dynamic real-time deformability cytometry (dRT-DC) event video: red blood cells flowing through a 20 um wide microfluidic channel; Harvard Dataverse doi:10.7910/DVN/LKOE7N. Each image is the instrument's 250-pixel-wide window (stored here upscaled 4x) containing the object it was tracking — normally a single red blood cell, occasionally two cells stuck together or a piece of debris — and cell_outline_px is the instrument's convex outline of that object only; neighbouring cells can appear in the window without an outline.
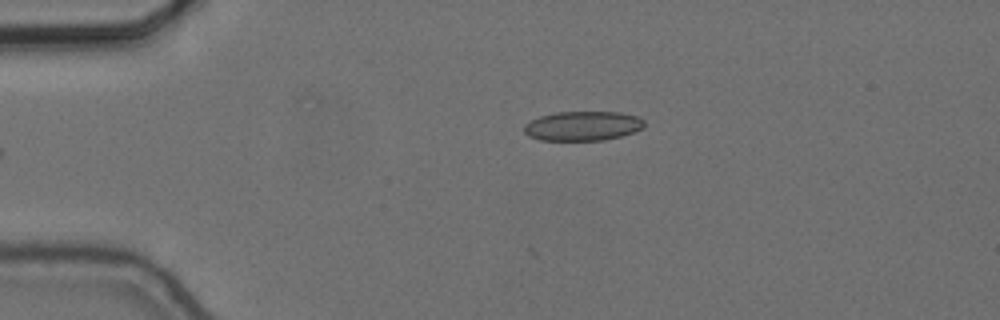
{"species": "common noctule bat (a hibernating species)", "species_latin": "Nyctalus noctula", "temperature_condition": "cold", "stored_images_in_passage": 33, "camera_frame_rate_fps": 3000, "um_per_image_px": 0.085, "animal": {"sex": "female", "body_mass_g": 24.6, "forearm_length_mm": 56.2}, "frame": {"image": 1, "passage_image": 1, "time_ms": 0.0, "image_size_px": [1000, 320], "cell_outline_px": [[644, 128], [636, 132], [604, 140], [540, 140], [528, 136], [524, 132], [524, 124], [540, 116], [556, 112], [620, 112], [640, 116], [644, 120]], "centroid_in_image_um": [49.57, 10.7], "position_along_channel_um": 35.4, "area_um2": 20.81}}
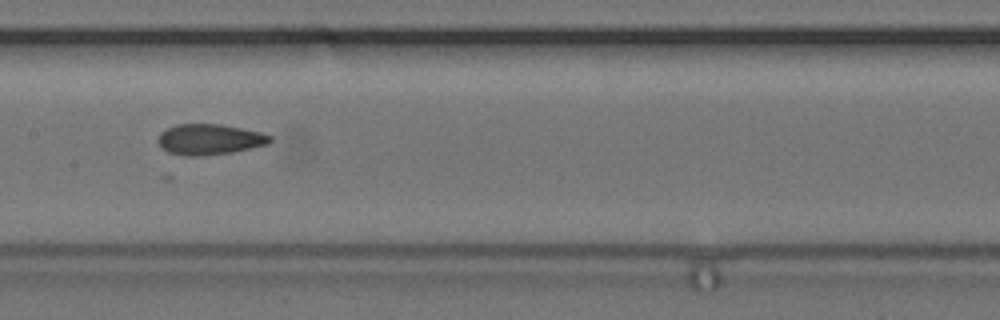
{"frame": {"image": 2, "passage_image": 17, "time_ms": 5.333, "image_size_px": [1000, 320], "cell_outline_px": [[272, 140], [268, 144], [232, 152], [200, 156], [184, 156], [168, 152], [160, 148], [156, 140], [160, 132], [176, 124], [220, 124], [260, 132], [272, 136]], "centroid_in_image_um": [17.76, 11.85], "position_along_channel_um": 189.6, "area_um2": 20.11}}
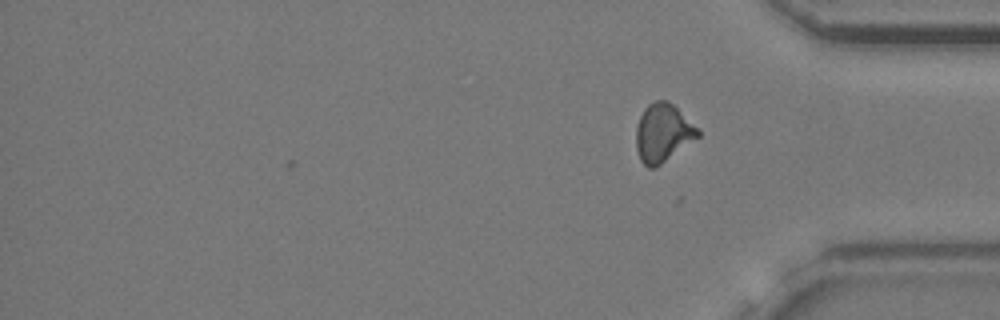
{"frame": {"image": 3, "passage_image": 33, "time_ms": 10.667, "image_size_px": [1000, 320], "cell_outline_px": [[700, 136], [656, 168], [648, 168], [640, 160], [636, 148], [636, 124], [644, 108], [648, 104], [656, 100], [668, 100], [700, 132]], "centroid_in_image_um": [56.3, 11.32], "position_along_channel_um": 378.9, "area_um2": 20.81}, "authors_computed_cell_mechanics": {"area_um2": 20.23, "velocity_mm_per_s": 3.6704, "shape_relaxation_time_tau1_ms": null, "shape_relaxation_time_tau2_ms": 3.2684, "deformation_change_tau1": null, "deformation_change_tau2": 0.084}}